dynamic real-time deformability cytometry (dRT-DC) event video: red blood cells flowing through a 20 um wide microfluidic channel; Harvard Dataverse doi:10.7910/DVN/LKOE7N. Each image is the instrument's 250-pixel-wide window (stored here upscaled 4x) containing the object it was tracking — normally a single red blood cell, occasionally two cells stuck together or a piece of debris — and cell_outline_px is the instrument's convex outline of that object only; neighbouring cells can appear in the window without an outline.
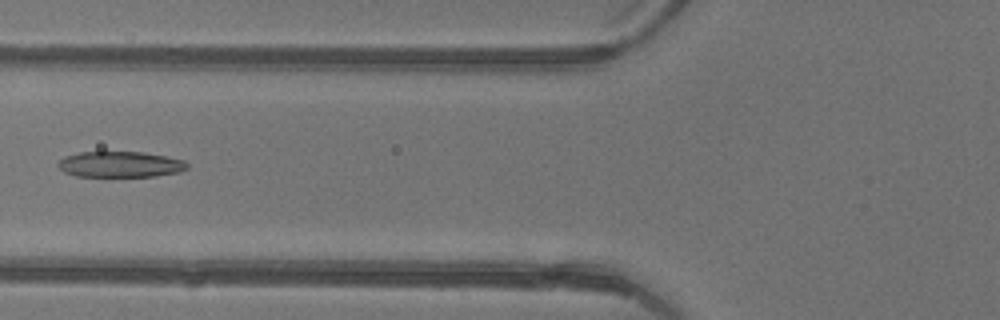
{"species": "common noctule bat (a hibernating species)", "species_latin": "Nyctalus noctula", "temperature_condition": "warm", "stored_images_in_passage": 3, "camera_frame_rate_fps": 3000, "um_per_image_px": 0.085, "animal": {"sex": "female"}, "frame": {"image": 1, "passage_image": 3, "time_ms": 0.667, "image_size_px": [1000, 320], "cell_outline_px": [[188, 168], [180, 172], [156, 176], [76, 176], [64, 172], [56, 164], [64, 156], [80, 152], [144, 152], [184, 160], [188, 164]], "centroid_in_image_um": [10.22, 13.97], "position_along_channel_um": 115.6, "area_um2": 19.42}}